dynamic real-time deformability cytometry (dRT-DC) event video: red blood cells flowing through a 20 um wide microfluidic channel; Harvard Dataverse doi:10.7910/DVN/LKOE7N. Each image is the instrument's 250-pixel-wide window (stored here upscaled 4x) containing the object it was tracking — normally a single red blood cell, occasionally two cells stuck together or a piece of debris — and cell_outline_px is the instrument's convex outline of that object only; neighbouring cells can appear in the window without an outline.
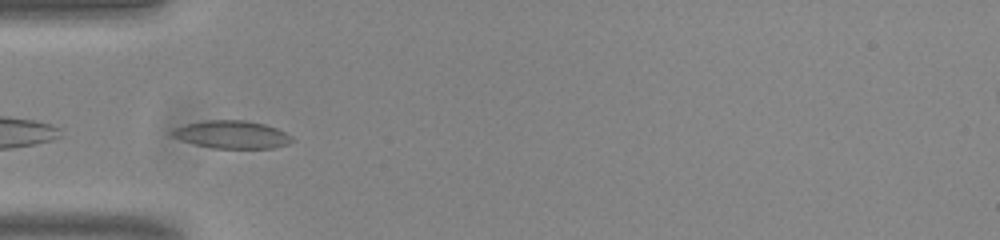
{"species": "common noctule bat (a hibernating species)", "species_latin": "Nyctalus noctula", "temperature_condition": "room temperature", "stored_images_in_passage": 25, "camera_frame_rate_fps": 3000, "um_per_image_px": 0.085, "animal": {"sex": "male", "body_mass_g": 20.0, "forearm_length_mm": 53.3}, "frame": {"image": 1, "passage_image": 1, "time_ms": 0.0, "image_size_px": [1000, 240], "cell_outline_px": [[292, 140], [288, 144], [272, 148], [212, 148], [196, 144], [172, 136], [168, 132], [172, 128], [204, 120], [244, 120], [264, 124], [276, 128], [292, 136]], "centroid_in_image_um": [19.69, 11.43], "position_along_channel_um": 65.3, "area_um2": 19.25}}
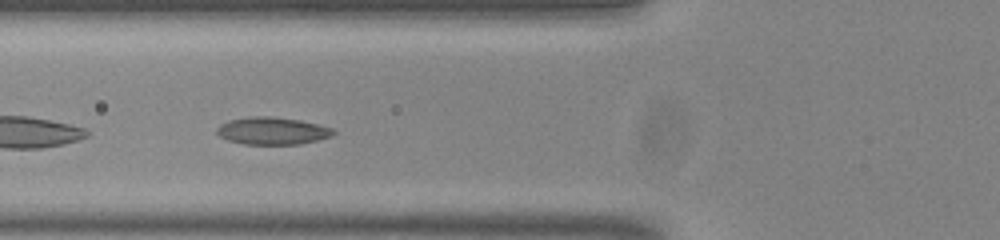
{"frame": {"image": 2, "passage_image": 4, "time_ms": 1.0, "image_size_px": [1000, 240], "cell_outline_px": [[336, 132], [332, 136], [300, 144], [244, 144], [228, 140], [220, 136], [216, 132], [216, 128], [220, 124], [228, 120], [248, 116], [268, 116], [300, 120], [332, 128]], "centroid_in_image_um": [23.11, 11.12], "position_along_channel_um": 102.7, "area_um2": 18.55}}
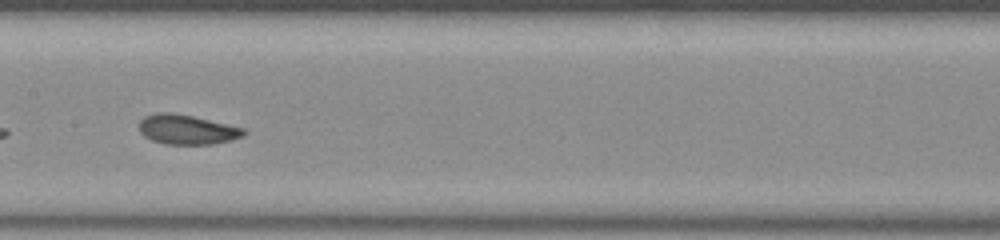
{"frame": {"image": 3, "passage_image": 11, "time_ms": 3.333, "image_size_px": [1000, 240], "cell_outline_px": [[248, 132], [244, 136], [232, 140], [212, 144], [168, 144], [152, 140], [144, 136], [140, 132], [140, 120], [144, 116], [156, 112], [172, 112], [192, 116], [244, 128]], "centroid_in_image_um": [15.9, 11.0], "position_along_channel_um": 191.5, "area_um2": 18.09}, "authors_computed_cell_mechanics": {"area_um2": 18.2648, "velocity_mm_per_s": 3.7906, "shape_relaxation_time_tau1_ms": 5.186, "shape_relaxation_time_tau2_ms": 0.974, "deformation_change_tau1": 0.1137, "deformation_change_tau2": 0.0577}}